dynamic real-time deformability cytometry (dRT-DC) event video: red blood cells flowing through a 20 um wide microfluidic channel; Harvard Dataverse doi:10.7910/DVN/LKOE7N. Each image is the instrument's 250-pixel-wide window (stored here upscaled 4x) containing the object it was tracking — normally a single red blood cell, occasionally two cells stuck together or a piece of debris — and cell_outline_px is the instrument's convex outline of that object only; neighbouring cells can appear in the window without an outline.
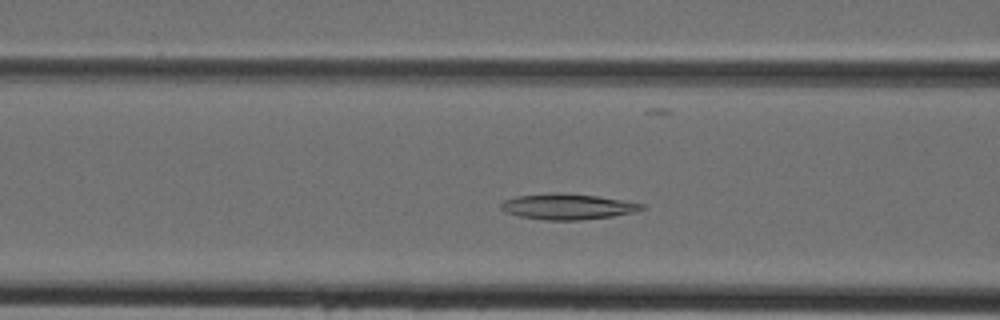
{"species": "Egyptian fruit bat (a non-hibernating species)", "species_latin": "Rousettus aegyptiacus", "temperature_condition": "cold", "stored_images_in_passage": 31, "camera_frame_rate_fps": 3000, "um_per_image_px": 0.085, "animal": {"sex": "female"}, "frame": {"image": 1, "passage_image": 11, "time_ms": 3.333, "image_size_px": [1000, 320], "cell_outline_px": [[648, 208], [636, 212], [612, 216], [580, 220], [544, 220], [520, 216], [504, 212], [500, 208], [500, 204], [504, 200], [516, 196], [552, 192], [560, 192], [596, 196], [644, 204]], "centroid_in_image_um": [48.23, 17.56], "position_along_channel_um": 118.4, "area_um2": 21.21}}
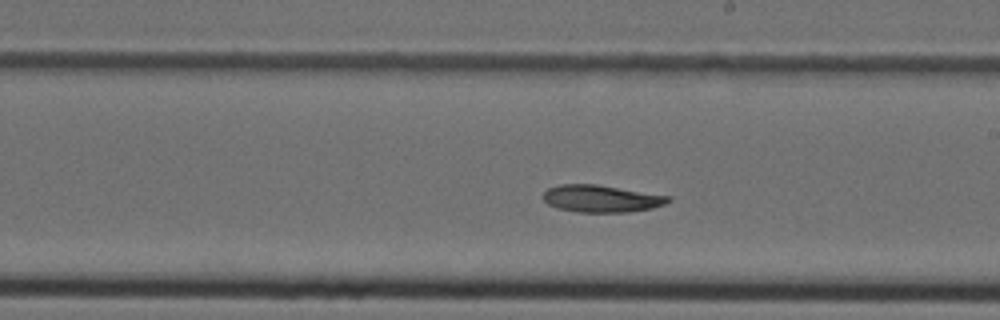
{"frame": {"image": 2, "passage_image": 19, "time_ms": 6.0, "image_size_px": [1000, 320], "cell_outline_px": [[672, 200], [664, 204], [652, 208], [628, 212], [576, 212], [560, 208], [548, 204], [540, 196], [548, 188], [560, 184], [596, 184], [672, 196]], "centroid_in_image_um": [51.12, 16.87], "position_along_channel_um": 237.9, "area_um2": 19.88}}
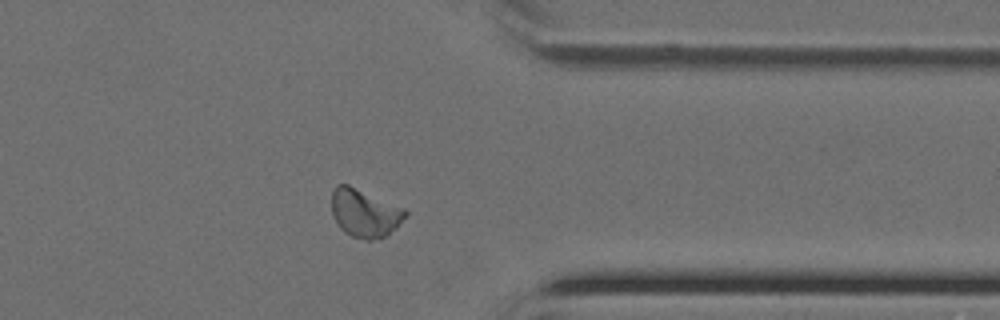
{"frame": {"image": 3, "passage_image": 29, "time_ms": 9.333, "image_size_px": [1000, 320], "cell_outline_px": [[408, 216], [396, 228], [380, 240], [364, 240], [352, 236], [344, 232], [336, 224], [332, 216], [332, 188], [336, 184], [348, 184], [404, 208], [408, 212]], "centroid_in_image_um": [31.0, 18.12], "position_along_channel_um": 380.4, "area_um2": 21.04}}